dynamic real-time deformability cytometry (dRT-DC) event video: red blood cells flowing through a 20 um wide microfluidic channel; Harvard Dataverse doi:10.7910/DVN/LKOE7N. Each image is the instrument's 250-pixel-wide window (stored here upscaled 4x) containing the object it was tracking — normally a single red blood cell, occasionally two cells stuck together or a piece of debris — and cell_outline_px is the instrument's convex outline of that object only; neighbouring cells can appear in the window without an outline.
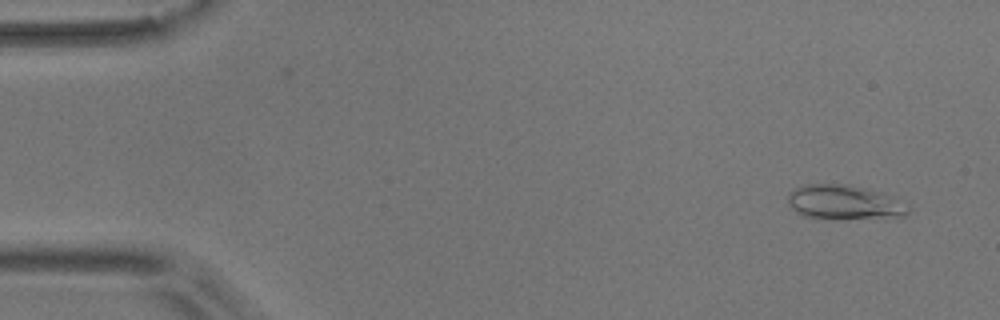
{"species": "common noctule bat (a hibernating species)", "species_latin": "Nyctalus noctula", "temperature_condition": "room temperature", "stored_images_in_passage": 52, "camera_frame_rate_fps": 3000, "um_per_image_px": 0.085, "animal": {"sex": "male", "body_mass_g": 17.9}, "frame": {"image": 1, "passage_image": 4, "time_ms": 1.0, "image_size_px": [1000, 320], "cell_outline_px": [[908, 212], [904, 216], [836, 220], [800, 216], [788, 204], [788, 192], [792, 188], [804, 184], [848, 184], [896, 196], [908, 204]], "centroid_in_image_um": [71.74, 17.2], "position_along_channel_um": 13.3, "area_um2": 24.85}}
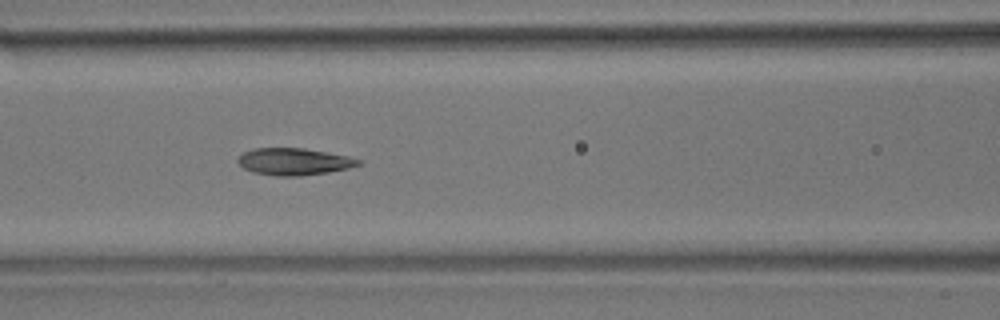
{"frame": {"image": 2, "passage_image": 24, "time_ms": 7.667, "image_size_px": [1000, 320], "cell_outline_px": [[364, 164], [348, 168], [328, 172], [300, 176], [276, 176], [252, 172], [244, 168], [236, 160], [244, 152], [252, 148], [304, 148], [348, 156], [364, 160]], "centroid_in_image_um": [25.03, 13.74], "position_along_channel_um": 141.6, "area_um2": 19.07}}
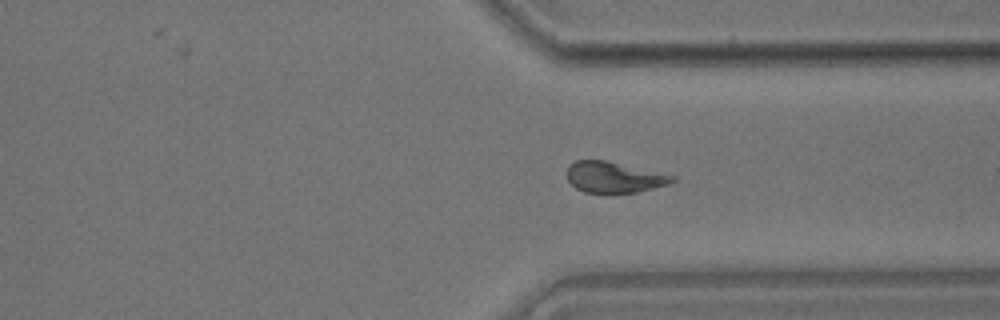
{"frame": {"image": 3, "passage_image": 42, "time_ms": 13.667, "image_size_px": [1000, 320], "cell_outline_px": [[676, 180], [668, 184], [636, 192], [608, 196], [584, 192], [576, 188], [568, 180], [564, 172], [568, 164], [576, 160], [604, 160], [676, 176]], "centroid_in_image_um": [52.11, 15.1], "position_along_channel_um": 359.3, "area_um2": 19.59}, "authors_computed_cell_mechanics": {"area_um2": 19.5942, "velocity_mm_per_s": 3.6345, "shape_relaxation_time_tau1_ms": 5.7894, "shape_relaxation_time_tau2_ms": 2.023, "deformation_change_tau1": 0.1493, "deformation_change_tau2": 0.0786}}